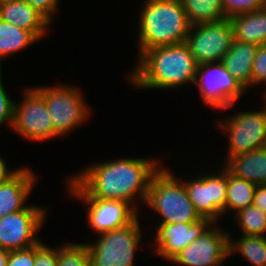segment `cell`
<instances>
[{"label":"cell","mask_w":266,"mask_h":266,"mask_svg":"<svg viewBox=\"0 0 266 266\" xmlns=\"http://www.w3.org/2000/svg\"><path fill=\"white\" fill-rule=\"evenodd\" d=\"M235 233L238 237L234 238V234L229 232L230 256L239 253L250 266H266V236Z\"/></svg>","instance_id":"cell-22"},{"label":"cell","mask_w":266,"mask_h":266,"mask_svg":"<svg viewBox=\"0 0 266 266\" xmlns=\"http://www.w3.org/2000/svg\"><path fill=\"white\" fill-rule=\"evenodd\" d=\"M258 47L256 44L234 39L221 61L247 92L251 90L252 66Z\"/></svg>","instance_id":"cell-19"},{"label":"cell","mask_w":266,"mask_h":266,"mask_svg":"<svg viewBox=\"0 0 266 266\" xmlns=\"http://www.w3.org/2000/svg\"><path fill=\"white\" fill-rule=\"evenodd\" d=\"M214 222L211 219L202 218L195 223H167L152 224L155 225L154 236L147 242L152 249V253L156 257H161L166 262H170L178 253L186 246L190 245L194 240L205 233ZM151 243V244H150Z\"/></svg>","instance_id":"cell-15"},{"label":"cell","mask_w":266,"mask_h":266,"mask_svg":"<svg viewBox=\"0 0 266 266\" xmlns=\"http://www.w3.org/2000/svg\"><path fill=\"white\" fill-rule=\"evenodd\" d=\"M57 266H90L87 245L67 241L57 246Z\"/></svg>","instance_id":"cell-26"},{"label":"cell","mask_w":266,"mask_h":266,"mask_svg":"<svg viewBox=\"0 0 266 266\" xmlns=\"http://www.w3.org/2000/svg\"><path fill=\"white\" fill-rule=\"evenodd\" d=\"M234 39L242 42L266 44V7L230 18Z\"/></svg>","instance_id":"cell-20"},{"label":"cell","mask_w":266,"mask_h":266,"mask_svg":"<svg viewBox=\"0 0 266 266\" xmlns=\"http://www.w3.org/2000/svg\"><path fill=\"white\" fill-rule=\"evenodd\" d=\"M9 251L0 248V266H7Z\"/></svg>","instance_id":"cell-35"},{"label":"cell","mask_w":266,"mask_h":266,"mask_svg":"<svg viewBox=\"0 0 266 266\" xmlns=\"http://www.w3.org/2000/svg\"><path fill=\"white\" fill-rule=\"evenodd\" d=\"M227 18L264 7V0H222Z\"/></svg>","instance_id":"cell-29"},{"label":"cell","mask_w":266,"mask_h":266,"mask_svg":"<svg viewBox=\"0 0 266 266\" xmlns=\"http://www.w3.org/2000/svg\"><path fill=\"white\" fill-rule=\"evenodd\" d=\"M232 218L234 219H230L229 221H235L234 225L238 227V233L243 235L266 236V213L254 205L238 211Z\"/></svg>","instance_id":"cell-25"},{"label":"cell","mask_w":266,"mask_h":266,"mask_svg":"<svg viewBox=\"0 0 266 266\" xmlns=\"http://www.w3.org/2000/svg\"><path fill=\"white\" fill-rule=\"evenodd\" d=\"M263 84L266 85V44L260 45L257 49L252 66L251 89ZM264 88L259 95L266 96V87Z\"/></svg>","instance_id":"cell-27"},{"label":"cell","mask_w":266,"mask_h":266,"mask_svg":"<svg viewBox=\"0 0 266 266\" xmlns=\"http://www.w3.org/2000/svg\"><path fill=\"white\" fill-rule=\"evenodd\" d=\"M191 26L227 19L222 0H180Z\"/></svg>","instance_id":"cell-23"},{"label":"cell","mask_w":266,"mask_h":266,"mask_svg":"<svg viewBox=\"0 0 266 266\" xmlns=\"http://www.w3.org/2000/svg\"><path fill=\"white\" fill-rule=\"evenodd\" d=\"M253 205L266 213V185H257Z\"/></svg>","instance_id":"cell-33"},{"label":"cell","mask_w":266,"mask_h":266,"mask_svg":"<svg viewBox=\"0 0 266 266\" xmlns=\"http://www.w3.org/2000/svg\"><path fill=\"white\" fill-rule=\"evenodd\" d=\"M257 185L228 172V188L225 205V216H233L238 211L253 205ZM231 212V213H230ZM228 213V214H227Z\"/></svg>","instance_id":"cell-24"},{"label":"cell","mask_w":266,"mask_h":266,"mask_svg":"<svg viewBox=\"0 0 266 266\" xmlns=\"http://www.w3.org/2000/svg\"><path fill=\"white\" fill-rule=\"evenodd\" d=\"M213 167L219 168L217 171L213 169V173L210 170L206 173L203 171L204 174L200 171V174L197 175L196 172L195 176L188 179L184 178L185 175L179 178L184 182L188 197L200 216L219 223V220L224 221L225 216L228 171L218 163Z\"/></svg>","instance_id":"cell-10"},{"label":"cell","mask_w":266,"mask_h":266,"mask_svg":"<svg viewBox=\"0 0 266 266\" xmlns=\"http://www.w3.org/2000/svg\"><path fill=\"white\" fill-rule=\"evenodd\" d=\"M194 85H197L202 103L212 111L234 109L237 101L248 93L222 62L198 65Z\"/></svg>","instance_id":"cell-11"},{"label":"cell","mask_w":266,"mask_h":266,"mask_svg":"<svg viewBox=\"0 0 266 266\" xmlns=\"http://www.w3.org/2000/svg\"><path fill=\"white\" fill-rule=\"evenodd\" d=\"M143 1V2H142ZM137 12V59L156 46L186 43L191 24L180 0H142Z\"/></svg>","instance_id":"cell-3"},{"label":"cell","mask_w":266,"mask_h":266,"mask_svg":"<svg viewBox=\"0 0 266 266\" xmlns=\"http://www.w3.org/2000/svg\"><path fill=\"white\" fill-rule=\"evenodd\" d=\"M198 64L186 43L145 50L125 74L138 90H176L194 85Z\"/></svg>","instance_id":"cell-2"},{"label":"cell","mask_w":266,"mask_h":266,"mask_svg":"<svg viewBox=\"0 0 266 266\" xmlns=\"http://www.w3.org/2000/svg\"><path fill=\"white\" fill-rule=\"evenodd\" d=\"M35 264V245L17 251L9 252L7 266H34Z\"/></svg>","instance_id":"cell-32"},{"label":"cell","mask_w":266,"mask_h":266,"mask_svg":"<svg viewBox=\"0 0 266 266\" xmlns=\"http://www.w3.org/2000/svg\"><path fill=\"white\" fill-rule=\"evenodd\" d=\"M3 69L4 68H0V128L5 124L11 129L15 100L10 98L9 91L6 90L7 87H5V83H3Z\"/></svg>","instance_id":"cell-28"},{"label":"cell","mask_w":266,"mask_h":266,"mask_svg":"<svg viewBox=\"0 0 266 266\" xmlns=\"http://www.w3.org/2000/svg\"><path fill=\"white\" fill-rule=\"evenodd\" d=\"M21 89V100H15L12 132L27 142H45L62 139L54 130L43 96L27 85Z\"/></svg>","instance_id":"cell-9"},{"label":"cell","mask_w":266,"mask_h":266,"mask_svg":"<svg viewBox=\"0 0 266 266\" xmlns=\"http://www.w3.org/2000/svg\"><path fill=\"white\" fill-rule=\"evenodd\" d=\"M39 41L31 31L18 28L0 19V68L5 58L23 52Z\"/></svg>","instance_id":"cell-21"},{"label":"cell","mask_w":266,"mask_h":266,"mask_svg":"<svg viewBox=\"0 0 266 266\" xmlns=\"http://www.w3.org/2000/svg\"><path fill=\"white\" fill-rule=\"evenodd\" d=\"M7 160L0 155V183L8 179L12 174H14L18 168L11 169L8 167Z\"/></svg>","instance_id":"cell-34"},{"label":"cell","mask_w":266,"mask_h":266,"mask_svg":"<svg viewBox=\"0 0 266 266\" xmlns=\"http://www.w3.org/2000/svg\"><path fill=\"white\" fill-rule=\"evenodd\" d=\"M158 224L195 223L202 219L188 197L184 182L166 166L152 177L145 204Z\"/></svg>","instance_id":"cell-4"},{"label":"cell","mask_w":266,"mask_h":266,"mask_svg":"<svg viewBox=\"0 0 266 266\" xmlns=\"http://www.w3.org/2000/svg\"><path fill=\"white\" fill-rule=\"evenodd\" d=\"M34 266H57V246H48L43 240L36 244Z\"/></svg>","instance_id":"cell-30"},{"label":"cell","mask_w":266,"mask_h":266,"mask_svg":"<svg viewBox=\"0 0 266 266\" xmlns=\"http://www.w3.org/2000/svg\"><path fill=\"white\" fill-rule=\"evenodd\" d=\"M5 1H11V0H0V3L5 2Z\"/></svg>","instance_id":"cell-36"},{"label":"cell","mask_w":266,"mask_h":266,"mask_svg":"<svg viewBox=\"0 0 266 266\" xmlns=\"http://www.w3.org/2000/svg\"><path fill=\"white\" fill-rule=\"evenodd\" d=\"M214 223L205 233L186 246L171 261L179 266H223L229 253V231ZM225 261V262H224Z\"/></svg>","instance_id":"cell-14"},{"label":"cell","mask_w":266,"mask_h":266,"mask_svg":"<svg viewBox=\"0 0 266 266\" xmlns=\"http://www.w3.org/2000/svg\"><path fill=\"white\" fill-rule=\"evenodd\" d=\"M263 103L262 108H254L251 111L238 110L234 115L229 114L222 118L215 117L214 125L219 129L227 143L224 155L226 161L229 157L254 151L266 147V97L261 96Z\"/></svg>","instance_id":"cell-6"},{"label":"cell","mask_w":266,"mask_h":266,"mask_svg":"<svg viewBox=\"0 0 266 266\" xmlns=\"http://www.w3.org/2000/svg\"><path fill=\"white\" fill-rule=\"evenodd\" d=\"M160 159L132 155L105 159L89 163L83 170L69 175L92 198L128 202L142 215L139 208L146 202L152 177L164 165Z\"/></svg>","instance_id":"cell-1"},{"label":"cell","mask_w":266,"mask_h":266,"mask_svg":"<svg viewBox=\"0 0 266 266\" xmlns=\"http://www.w3.org/2000/svg\"><path fill=\"white\" fill-rule=\"evenodd\" d=\"M33 87L43 96L54 130L60 137H66L90 119L92 108L80 86L55 83Z\"/></svg>","instance_id":"cell-5"},{"label":"cell","mask_w":266,"mask_h":266,"mask_svg":"<svg viewBox=\"0 0 266 266\" xmlns=\"http://www.w3.org/2000/svg\"><path fill=\"white\" fill-rule=\"evenodd\" d=\"M221 165L232 175L266 185V147L229 157Z\"/></svg>","instance_id":"cell-18"},{"label":"cell","mask_w":266,"mask_h":266,"mask_svg":"<svg viewBox=\"0 0 266 266\" xmlns=\"http://www.w3.org/2000/svg\"><path fill=\"white\" fill-rule=\"evenodd\" d=\"M140 215L129 225L97 235L95 242H84L90 266H135L143 241Z\"/></svg>","instance_id":"cell-7"},{"label":"cell","mask_w":266,"mask_h":266,"mask_svg":"<svg viewBox=\"0 0 266 266\" xmlns=\"http://www.w3.org/2000/svg\"><path fill=\"white\" fill-rule=\"evenodd\" d=\"M28 167L19 166L14 174L0 183V218L25 209L30 204L27 203L28 198H31L39 179L37 173Z\"/></svg>","instance_id":"cell-16"},{"label":"cell","mask_w":266,"mask_h":266,"mask_svg":"<svg viewBox=\"0 0 266 266\" xmlns=\"http://www.w3.org/2000/svg\"><path fill=\"white\" fill-rule=\"evenodd\" d=\"M46 206L29 204L25 209L0 218V248L17 251L30 248L42 239L40 231L46 225Z\"/></svg>","instance_id":"cell-12"},{"label":"cell","mask_w":266,"mask_h":266,"mask_svg":"<svg viewBox=\"0 0 266 266\" xmlns=\"http://www.w3.org/2000/svg\"><path fill=\"white\" fill-rule=\"evenodd\" d=\"M40 12L52 25L55 20L56 12L58 14L60 0H22Z\"/></svg>","instance_id":"cell-31"},{"label":"cell","mask_w":266,"mask_h":266,"mask_svg":"<svg viewBox=\"0 0 266 266\" xmlns=\"http://www.w3.org/2000/svg\"><path fill=\"white\" fill-rule=\"evenodd\" d=\"M0 19L31 31L39 40L45 38L53 26L40 12L22 0L0 3Z\"/></svg>","instance_id":"cell-17"},{"label":"cell","mask_w":266,"mask_h":266,"mask_svg":"<svg viewBox=\"0 0 266 266\" xmlns=\"http://www.w3.org/2000/svg\"><path fill=\"white\" fill-rule=\"evenodd\" d=\"M65 192L86 209V223L94 235L123 228L140 213L128 202L92 198L70 175L64 180Z\"/></svg>","instance_id":"cell-8"},{"label":"cell","mask_w":266,"mask_h":266,"mask_svg":"<svg viewBox=\"0 0 266 266\" xmlns=\"http://www.w3.org/2000/svg\"><path fill=\"white\" fill-rule=\"evenodd\" d=\"M234 40L233 26L229 18L191 26L186 44L198 65L221 62Z\"/></svg>","instance_id":"cell-13"}]
</instances>
